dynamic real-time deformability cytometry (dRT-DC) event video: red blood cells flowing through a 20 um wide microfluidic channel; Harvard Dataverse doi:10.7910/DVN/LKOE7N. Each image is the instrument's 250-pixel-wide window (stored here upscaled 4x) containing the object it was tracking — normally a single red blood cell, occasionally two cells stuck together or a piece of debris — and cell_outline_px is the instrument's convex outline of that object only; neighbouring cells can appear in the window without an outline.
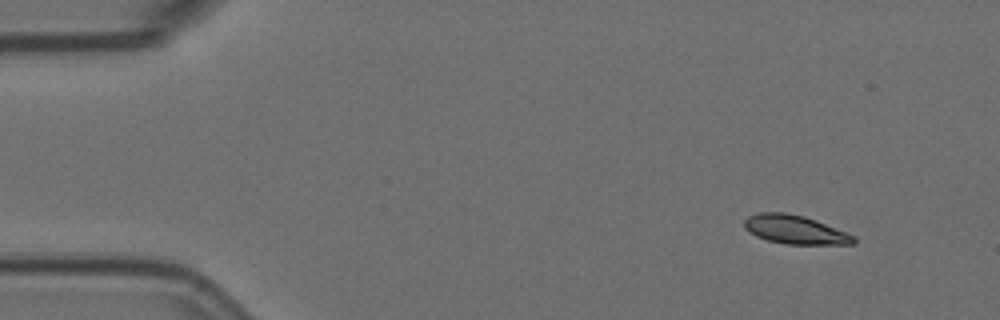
{"species": "Egyptian fruit bat (a non-hibernating species)", "species_latin": "Rousettus aegyptiacus", "temperature_condition": "room temperature", "stored_images_in_passage": 52, "camera_frame_rate_fps": 3000, "um_per_image_px": 0.085, "animal": {"sex": "female"}, "frame": {"image": 1, "passage_image": 1, "time_ms": 0.0, "image_size_px": [1000, 320], "cell_outline_px": [[856, 244], [788, 244], [768, 240], [756, 236], [744, 228], [744, 220], [748, 216], [760, 212], [784, 212], [804, 216], [816, 220], [856, 236]], "centroid_in_image_um": [67.59, 19.51], "position_along_channel_um": 17.4, "area_um2": 18.26}}
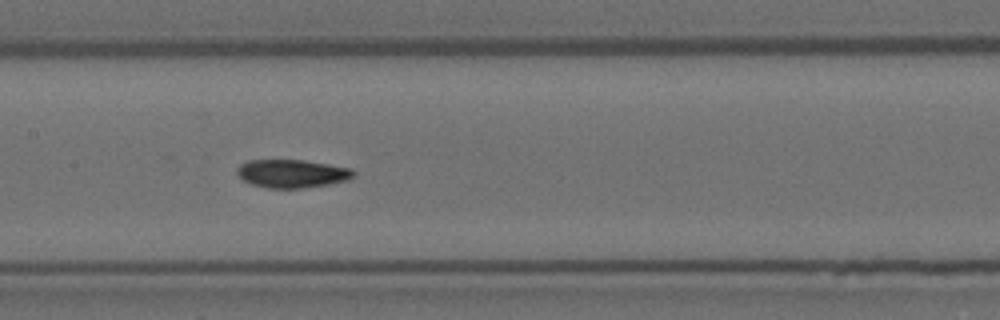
{"frame": {"image": 2, "passage_image": 23, "time_ms": 7.333, "image_size_px": [1000, 320], "cell_outline_px": [[356, 176], [348, 180], [328, 184], [300, 188], [268, 188], [252, 184], [244, 180], [236, 172], [236, 168], [240, 164], [248, 160], [304, 160], [352, 168], [356, 172]], "centroid_in_image_um": [24.85, 14.74], "position_along_channel_um": 182.6, "area_um2": 19.19}}
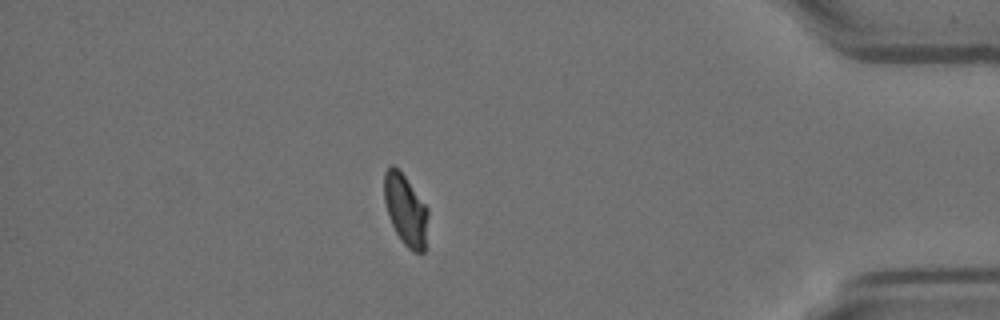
{"frame": {"image": 3, "passage_image": 45, "time_ms": 14.667, "image_size_px": [1000, 320], "cell_outline_px": [[428, 216], [424, 252], [412, 252], [400, 240], [388, 216], [384, 200], [384, 172], [392, 164], [404, 176], [428, 208]], "centroid_in_image_um": [34.47, 17.86], "position_along_channel_um": 400.7, "area_um2": 17.98}, "authors_computed_cell_mechanics": {"area_um2": 19.1318, "velocity_mm_per_s": 3.5503, "shape_relaxation_time_tau1_ms": null, "shape_relaxation_time_tau2_ms": 3.5085, "deformation_change_tau1": null, "deformation_change_tau2": 0.0681}}